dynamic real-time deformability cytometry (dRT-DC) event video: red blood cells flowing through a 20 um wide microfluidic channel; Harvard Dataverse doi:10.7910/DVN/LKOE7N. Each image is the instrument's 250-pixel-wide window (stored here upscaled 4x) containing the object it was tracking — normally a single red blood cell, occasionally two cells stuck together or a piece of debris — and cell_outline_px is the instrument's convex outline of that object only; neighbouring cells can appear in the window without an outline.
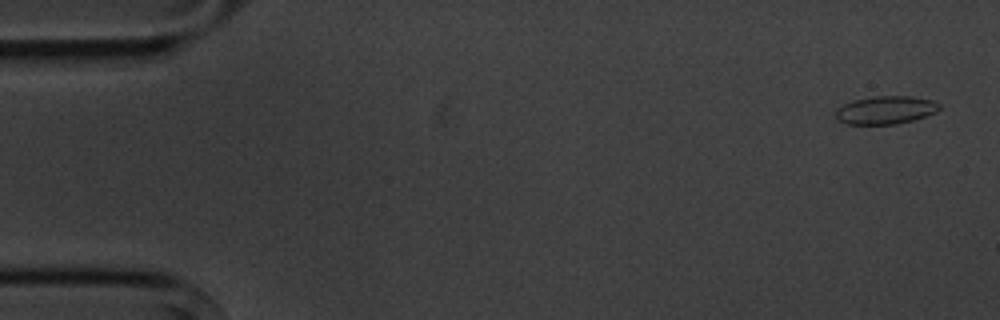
{"species": "common noctule bat (a hibernating species)", "species_latin": "Nyctalus noctula", "temperature_condition": "cold", "stored_images_in_passage": 5, "camera_frame_rate_fps": 3000, "um_per_image_px": 0.085, "animal": {"sex": "male", "body_mass_g": 20.1, "forearm_length_mm": 53.5}, "frame": {"image": 1, "passage_image": 1, "time_ms": 0.0, "image_size_px": [1000, 320], "cell_outline_px": [[940, 108], [936, 112], [912, 120], [896, 124], [848, 124], [836, 120], [836, 108], [852, 100], [872, 96], [912, 96], [932, 100], [940, 104]], "centroid_in_image_um": [75.25, 9.34], "position_along_channel_um": 9.8, "area_um2": 16.99}}
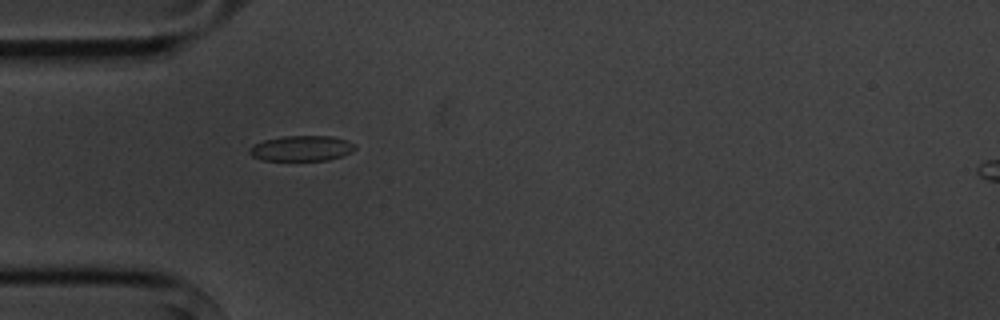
{"frame": {"image": 2, "passage_image": 5, "time_ms": 4.667, "image_size_px": [1000, 320], "cell_outline_px": [[356, 148], [352, 152], [328, 160], [264, 160], [252, 156], [248, 152], [248, 148], [252, 144], [264, 140], [284, 136], [332, 136], [348, 140], [356, 144]], "centroid_in_image_um": [25.63, 12.6], "position_along_channel_um": 59.4, "area_um2": 15.72}}